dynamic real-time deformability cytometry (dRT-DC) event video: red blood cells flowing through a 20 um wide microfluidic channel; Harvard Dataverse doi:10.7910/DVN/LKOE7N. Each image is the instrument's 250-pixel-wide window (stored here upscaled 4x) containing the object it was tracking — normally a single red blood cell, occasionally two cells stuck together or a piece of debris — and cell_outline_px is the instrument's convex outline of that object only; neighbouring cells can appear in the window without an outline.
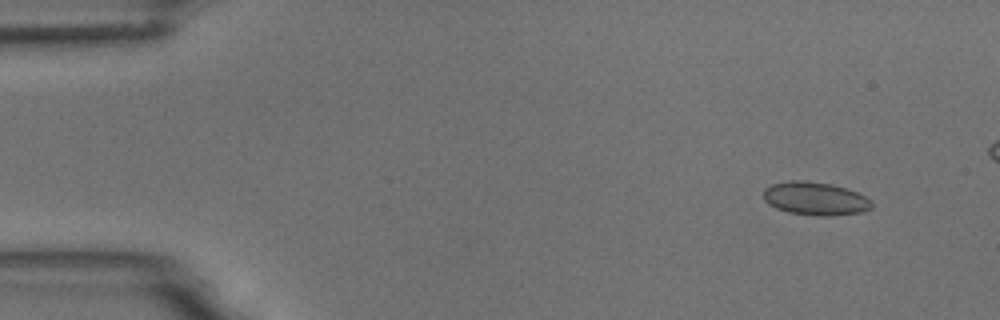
{"species": "common noctule bat (a hibernating species)", "species_latin": "Nyctalus noctula", "temperature_condition": "room temperature", "stored_images_in_passage": 5, "camera_frame_rate_fps": 3000, "um_per_image_px": 0.085, "animal": {"sex": "male", "body_mass_g": 18.8}, "frame": {"image": 1, "passage_image": 2, "time_ms": 0.333, "image_size_px": [1000, 320], "cell_outline_px": [[872, 208], [864, 212], [832, 216], [816, 216], [788, 212], [776, 208], [768, 204], [764, 200], [764, 188], [772, 184], [792, 180], [804, 180], [828, 184], [848, 188], [872, 200]], "centroid_in_image_um": [69.31, 16.89], "position_along_channel_um": 15.7, "area_um2": 21.1}}